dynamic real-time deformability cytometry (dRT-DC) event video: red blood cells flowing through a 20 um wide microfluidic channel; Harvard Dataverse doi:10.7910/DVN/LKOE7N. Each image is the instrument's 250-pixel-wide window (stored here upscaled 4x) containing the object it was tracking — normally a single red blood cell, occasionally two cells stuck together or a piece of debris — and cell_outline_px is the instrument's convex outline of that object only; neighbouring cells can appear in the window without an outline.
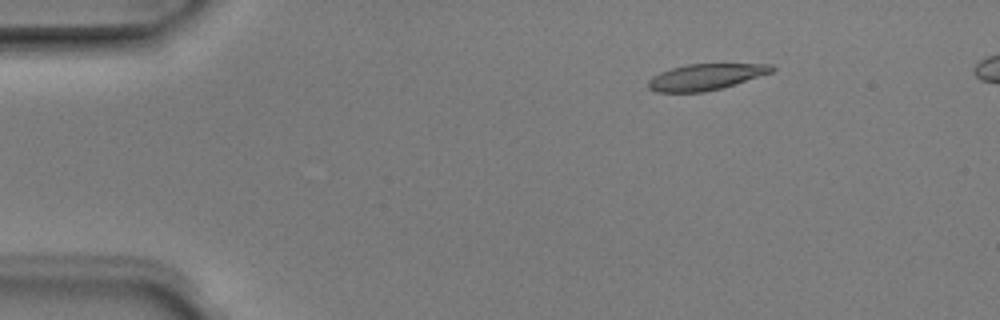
{"species": "Egyptian fruit bat (a non-hibernating species)", "species_latin": "Rousettus aegyptiacus", "temperature_condition": "room temperature", "stored_images_in_passage": 4, "camera_frame_rate_fps": 3000, "um_per_image_px": 0.085, "animal": {"sex": "male"}, "frame": {"image": 1, "passage_image": 2, "time_ms": 0.333, "image_size_px": [1000, 320], "cell_outline_px": [[776, 68], [772, 72], [720, 88], [704, 92], [656, 92], [648, 88], [648, 80], [652, 76], [660, 72], [672, 68], [688, 64], [772, 64]], "centroid_in_image_um": [59.94, 6.53], "position_along_channel_um": 25.1, "area_um2": 18.61}}